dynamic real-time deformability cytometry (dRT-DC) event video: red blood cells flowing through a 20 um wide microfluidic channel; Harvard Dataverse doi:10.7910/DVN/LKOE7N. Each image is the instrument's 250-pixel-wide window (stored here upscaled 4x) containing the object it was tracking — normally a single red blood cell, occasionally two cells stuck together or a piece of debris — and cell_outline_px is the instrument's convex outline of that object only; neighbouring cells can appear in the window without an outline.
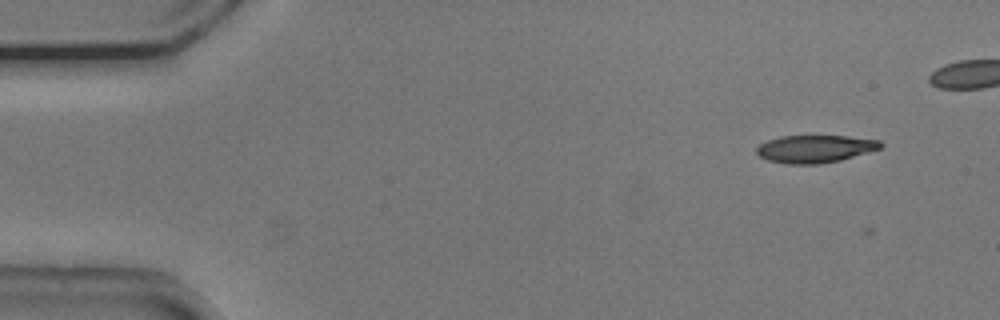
{"species": "common noctule bat (a hibernating species)", "species_latin": "Nyctalus noctula", "temperature_condition": "cold", "stored_images_in_passage": 6, "camera_frame_rate_fps": 3000, "um_per_image_px": 0.085, "animal": {"sex": "male", "body_mass_g": 20.5, "forearm_length_mm": 52.5}, "frame": {"image": 1, "passage_image": 5, "time_ms": 1.333, "image_size_px": [1000, 320], "cell_outline_px": [[884, 144], [880, 148], [840, 160], [816, 164], [788, 164], [768, 160], [760, 156], [756, 152], [756, 148], [760, 144], [768, 140], [780, 136], [848, 136], [880, 140]], "centroid_in_image_um": [69.27, 12.64], "position_along_channel_um": 15.7, "area_um2": 19.77}}